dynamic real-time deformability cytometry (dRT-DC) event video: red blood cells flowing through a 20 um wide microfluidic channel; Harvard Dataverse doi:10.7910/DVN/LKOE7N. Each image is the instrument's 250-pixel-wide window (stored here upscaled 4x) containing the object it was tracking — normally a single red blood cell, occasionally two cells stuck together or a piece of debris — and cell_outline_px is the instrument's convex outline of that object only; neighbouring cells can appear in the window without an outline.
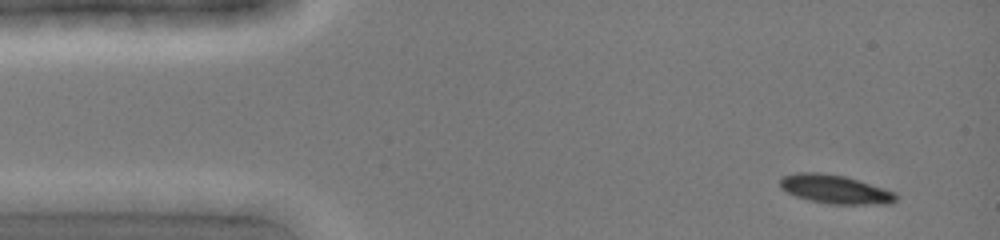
{"species": "common noctule bat (a hibernating species)", "species_latin": "Nyctalus noctula", "temperature_condition": "cold", "stored_images_in_passage": 5, "camera_frame_rate_fps": 3000, "um_per_image_px": 0.085, "animal": {"sex": "female", "body_mass_g": 19.0, "forearm_length_mm": 51.5}, "frame": {"image": 1, "passage_image": 1, "time_ms": 0.0, "image_size_px": [1000, 240], "cell_outline_px": [[900, 196], [892, 204], [828, 204], [808, 200], [796, 196], [780, 188], [780, 176], [796, 172], [820, 172], [844, 176], [884, 188], [896, 192]], "centroid_in_image_um": [70.99, 16.09], "position_along_channel_um": 14.0, "area_um2": 19.65}}
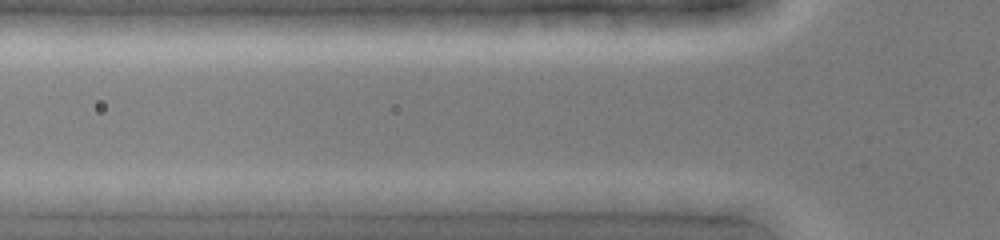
{"frame": {"image": 2, "passage_image": 4, "time_ms": 1.0, "image_size_px": [1000, 240], "cell_outline_px": [[644, 200], [588, 212], [496, 200], [504, 192], [632, 192]], "centroid_in_image_um": [48.63, 16.97], "position_along_channel_um": 77.2, "area_um2": 14.39}}